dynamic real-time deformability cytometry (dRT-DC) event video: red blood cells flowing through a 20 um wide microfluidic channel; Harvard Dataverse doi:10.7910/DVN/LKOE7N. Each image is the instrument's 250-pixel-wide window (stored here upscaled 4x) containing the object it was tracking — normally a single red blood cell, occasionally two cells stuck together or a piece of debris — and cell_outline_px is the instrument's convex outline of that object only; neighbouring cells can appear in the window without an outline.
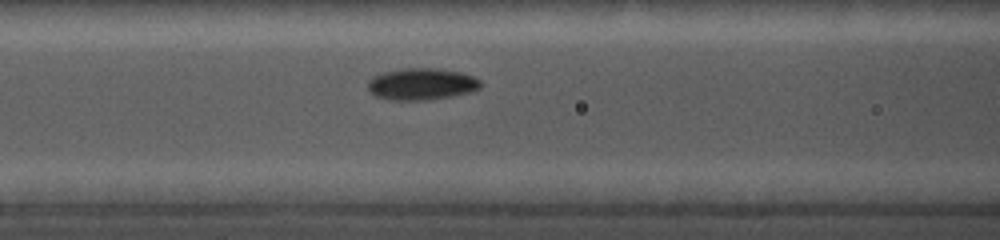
{"species": "common noctule bat (a hibernating species)", "species_latin": "Nyctalus noctula", "temperature_condition": "cold", "stored_images_in_passage": 19, "camera_frame_rate_fps": 5000, "um_per_image_px": 0.085, "animal": {"sex": "female", "body_mass_g": 19.0, "forearm_length_mm": 56.7}, "frame": {"image": 1, "passage_image": 5, "time_ms": 3.6, "image_size_px": [1000, 240], "cell_outline_px": [[480, 88], [468, 92], [448, 96], [424, 100], [392, 100], [376, 96], [368, 92], [368, 80], [372, 76], [384, 72], [400, 68], [440, 68], [460, 72], [472, 76], [480, 80]], "centroid_in_image_um": [35.78, 7.13], "position_along_channel_um": 130.8, "area_um2": 20.81}}
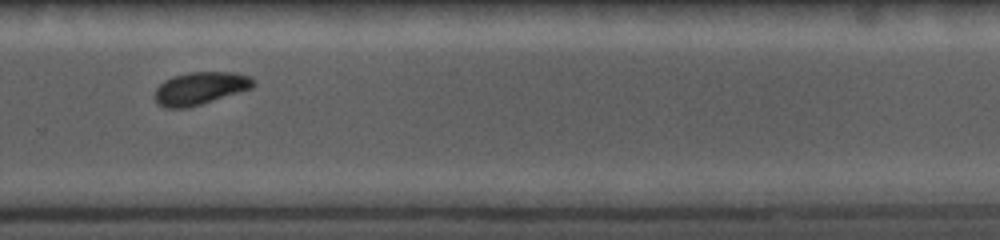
{"frame": {"image": 2, "passage_image": 11, "time_ms": 8.4, "image_size_px": [1000, 240], "cell_outline_px": [[256, 84], [252, 88], [200, 104], [184, 108], [164, 108], [156, 104], [152, 96], [156, 88], [164, 80], [172, 76], [188, 72], [236, 72], [248, 76]], "centroid_in_image_um": [16.94, 7.5], "position_along_channel_um": 312.9, "area_um2": 18.84}}
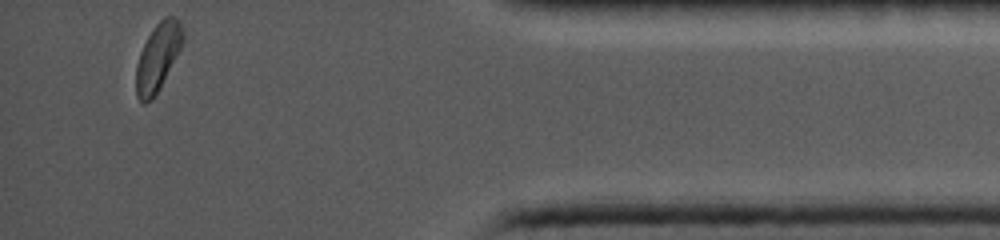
{"frame": {"image": 3, "passage_image": 19, "time_ms": 12.0, "image_size_px": [1000, 240], "cell_outline_px": [[184, 40], [160, 88], [152, 100], [144, 104], [136, 96], [136, 64], [140, 52], [148, 36], [156, 24], [164, 16], [172, 16], [180, 20], [184, 28]], "centroid_in_image_um": [13.42, 4.83], "position_along_channel_um": 421.8, "area_um2": 18.44}}